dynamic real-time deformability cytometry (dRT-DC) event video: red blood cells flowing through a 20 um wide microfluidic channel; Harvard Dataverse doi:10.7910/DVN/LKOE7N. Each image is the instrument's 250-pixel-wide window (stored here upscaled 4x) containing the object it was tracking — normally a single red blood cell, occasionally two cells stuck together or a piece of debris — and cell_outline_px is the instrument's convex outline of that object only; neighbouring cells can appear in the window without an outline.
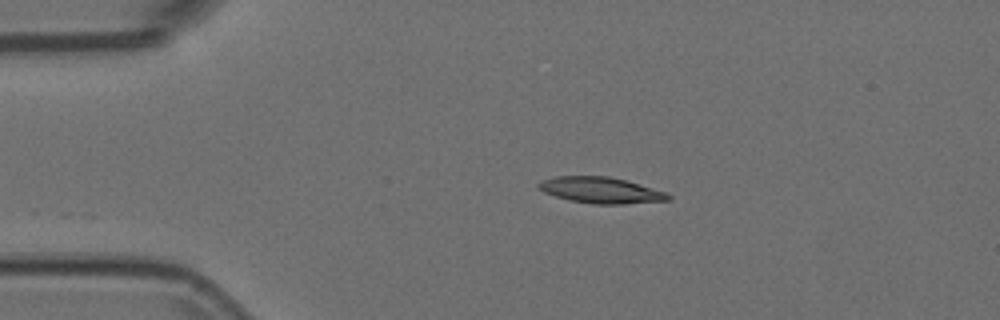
{"species": "Egyptian fruit bat (a non-hibernating species)", "species_latin": "Rousettus aegyptiacus", "temperature_condition": "room temperature", "stored_images_in_passage": 15, "camera_frame_rate_fps": 3000, "um_per_image_px": 0.085, "animal": {"sex": "female"}, "frame": {"image": 1, "passage_image": 1, "time_ms": 0.0, "image_size_px": [1000, 320], "cell_outline_px": [[672, 200], [624, 204], [592, 204], [568, 200], [544, 192], [536, 184], [540, 180], [556, 176], [608, 176], [640, 184], [668, 192], [672, 196]], "centroid_in_image_um": [51.1, 16.17], "position_along_channel_um": 33.9, "area_um2": 19.88}}
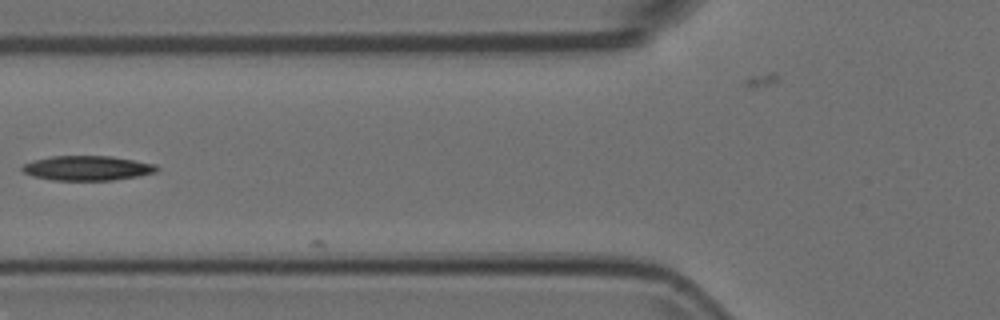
{"frame": {"image": 2, "passage_image": 11, "time_ms": 3.333, "image_size_px": [1000, 320], "cell_outline_px": [[160, 168], [156, 172], [140, 176], [112, 180], [52, 180], [32, 176], [24, 172], [20, 168], [24, 164], [32, 160], [52, 156], [112, 156], [156, 164]], "centroid_in_image_um": [7.43, 14.29], "position_along_channel_um": 118.4, "area_um2": 19.48}}
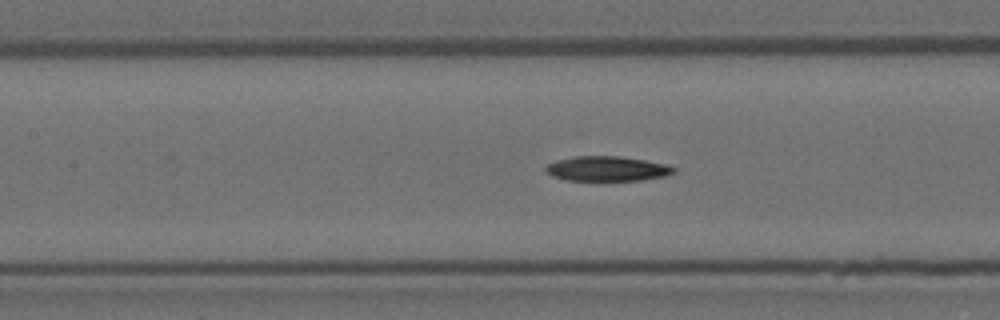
{"frame": {"image": 3, "passage_image": 14, "time_ms": 4.333, "image_size_px": [1000, 320], "cell_outline_px": [[676, 172], [664, 176], [640, 180], [568, 180], [552, 176], [544, 168], [548, 164], [556, 160], [576, 156], [620, 156], [668, 164], [676, 168]], "centroid_in_image_um": [51.63, 14.33], "position_along_channel_um": 155.8, "area_um2": 18.44}}